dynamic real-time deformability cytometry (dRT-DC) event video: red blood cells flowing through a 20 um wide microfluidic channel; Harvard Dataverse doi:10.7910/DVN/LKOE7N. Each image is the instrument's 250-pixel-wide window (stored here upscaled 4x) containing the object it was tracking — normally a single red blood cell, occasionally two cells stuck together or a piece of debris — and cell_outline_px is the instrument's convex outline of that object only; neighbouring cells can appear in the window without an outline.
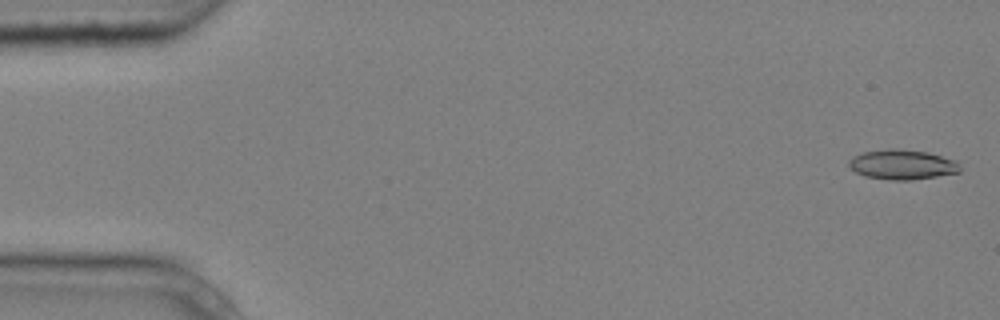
{"species": "common noctule bat (a hibernating species)", "species_latin": "Nyctalus noctula", "temperature_condition": "cold", "stored_images_in_passage": 5, "camera_frame_rate_fps": 3000, "um_per_image_px": 0.085, "animal": {"sex": "male", "body_mass_g": 20.4}, "frame": {"image": 1, "passage_image": 1, "time_ms": 0.0, "image_size_px": [1000, 320], "cell_outline_px": [[960, 172], [912, 180], [888, 180], [864, 176], [856, 172], [848, 164], [848, 160], [852, 156], [864, 152], [892, 148], [928, 152], [956, 160], [960, 164]], "centroid_in_image_um": [76.69, 13.99], "position_along_channel_um": 8.3, "area_um2": 19.36}}
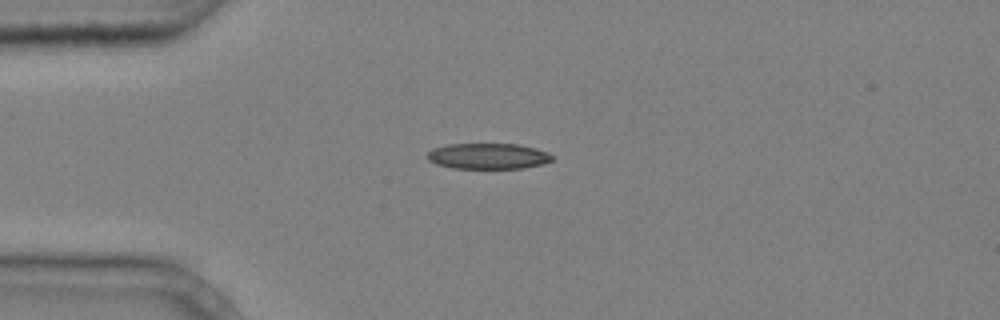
{"frame": {"image": 2, "passage_image": 4, "time_ms": 1.0, "image_size_px": [1000, 320], "cell_outline_px": [[556, 160], [544, 164], [524, 168], [452, 168], [436, 164], [428, 160], [428, 152], [432, 148], [448, 144], [516, 144], [536, 148], [548, 152], [556, 156]], "centroid_in_image_um": [41.55, 13.27], "position_along_channel_um": 43.4, "area_um2": 19.02}}
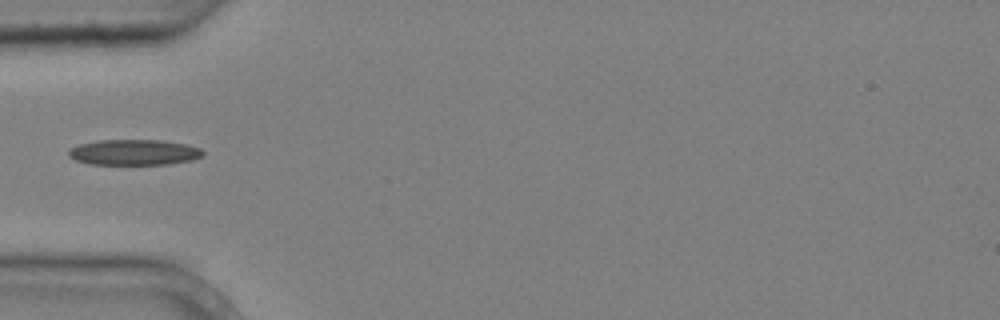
{"frame": {"image": 3, "passage_image": 5, "time_ms": 1.333, "image_size_px": [1000, 320], "cell_outline_px": [[204, 152], [200, 156], [192, 160], [168, 164], [88, 164], [76, 160], [68, 156], [68, 148], [80, 144], [100, 140], [160, 140], [188, 144], [200, 148]], "centroid_in_image_um": [11.37, 12.94], "position_along_channel_um": 73.6, "area_um2": 20.06}}